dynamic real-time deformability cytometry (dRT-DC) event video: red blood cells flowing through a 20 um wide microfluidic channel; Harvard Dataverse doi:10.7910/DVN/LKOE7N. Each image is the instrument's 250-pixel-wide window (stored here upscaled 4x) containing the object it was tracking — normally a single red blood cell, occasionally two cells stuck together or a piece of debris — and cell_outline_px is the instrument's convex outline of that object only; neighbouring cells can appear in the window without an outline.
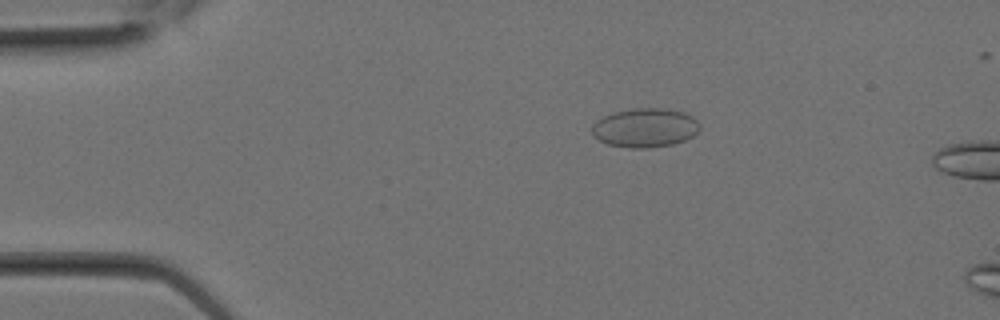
{"species": "Egyptian fruit bat (a non-hibernating species)", "species_latin": "Rousettus aegyptiacus", "temperature_condition": "room temperature", "stored_images_in_passage": 8, "camera_frame_rate_fps": 3000, "um_per_image_px": 0.085, "animal": {"sex": "female"}, "frame": {"image": 1, "passage_image": 5, "time_ms": 1.333, "image_size_px": [1000, 320], "cell_outline_px": [[700, 128], [692, 136], [684, 140], [672, 144], [648, 148], [632, 148], [608, 144], [592, 136], [592, 124], [604, 116], [616, 112], [636, 108], [664, 108], [684, 112], [692, 116], [700, 124]], "centroid_in_image_um": [54.83, 10.86], "position_along_channel_um": 30.2, "area_um2": 24.39}}